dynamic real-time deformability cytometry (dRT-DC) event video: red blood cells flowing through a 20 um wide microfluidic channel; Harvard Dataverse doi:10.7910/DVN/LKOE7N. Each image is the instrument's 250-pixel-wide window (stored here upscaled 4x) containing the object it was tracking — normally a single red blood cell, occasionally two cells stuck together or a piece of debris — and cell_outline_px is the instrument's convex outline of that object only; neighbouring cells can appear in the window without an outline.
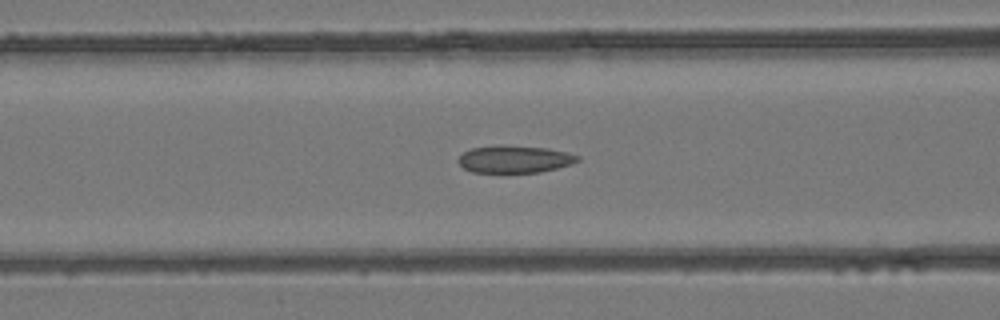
{"species": "common noctule bat (a hibernating species)", "species_latin": "Nyctalus noctula", "temperature_condition": "room temperature", "stored_images_in_passage": 38, "camera_frame_rate_fps": 3000, "um_per_image_px": 0.085, "animal": {"sex": "female", "body_mass_g": 24.6, "forearm_length_mm": 56.2}, "frame": {"image": 1, "passage_image": 10, "time_ms": 3.0, "image_size_px": [1000, 320], "cell_outline_px": [[580, 160], [572, 164], [540, 172], [472, 172], [464, 168], [456, 160], [464, 152], [472, 148], [500, 144], [504, 144], [548, 148], [568, 152], [580, 156]], "centroid_in_image_um": [43.75, 13.51], "position_along_channel_um": 122.8, "area_um2": 19.19}}
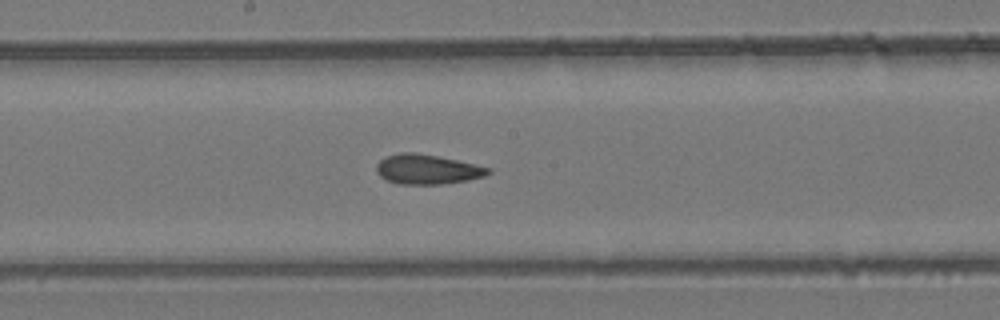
{"frame": {"image": 2, "passage_image": 16, "time_ms": 5.0, "image_size_px": [1000, 320], "cell_outline_px": [[492, 172], [484, 176], [468, 180], [440, 184], [396, 184], [380, 176], [376, 172], [376, 164], [380, 160], [388, 156], [400, 152], [416, 152], [456, 160], [492, 168]], "centroid_in_image_um": [36.31, 14.39], "position_along_channel_um": 211.9, "area_um2": 19.31}}
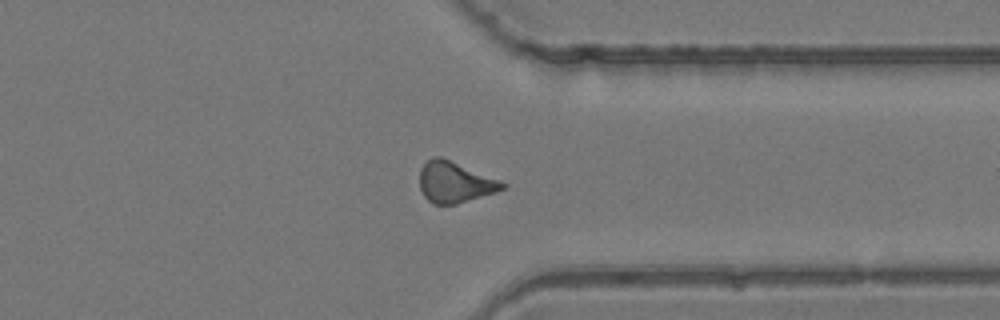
{"frame": {"image": 3, "passage_image": 27, "time_ms": 8.667, "image_size_px": [1000, 320], "cell_outline_px": [[508, 184], [504, 188], [496, 192], [456, 204], [432, 204], [424, 196], [420, 188], [420, 168], [432, 156], [440, 156], [500, 180]], "centroid_in_image_um": [38.65, 15.49], "position_along_channel_um": 372.8, "area_um2": 19.65}}